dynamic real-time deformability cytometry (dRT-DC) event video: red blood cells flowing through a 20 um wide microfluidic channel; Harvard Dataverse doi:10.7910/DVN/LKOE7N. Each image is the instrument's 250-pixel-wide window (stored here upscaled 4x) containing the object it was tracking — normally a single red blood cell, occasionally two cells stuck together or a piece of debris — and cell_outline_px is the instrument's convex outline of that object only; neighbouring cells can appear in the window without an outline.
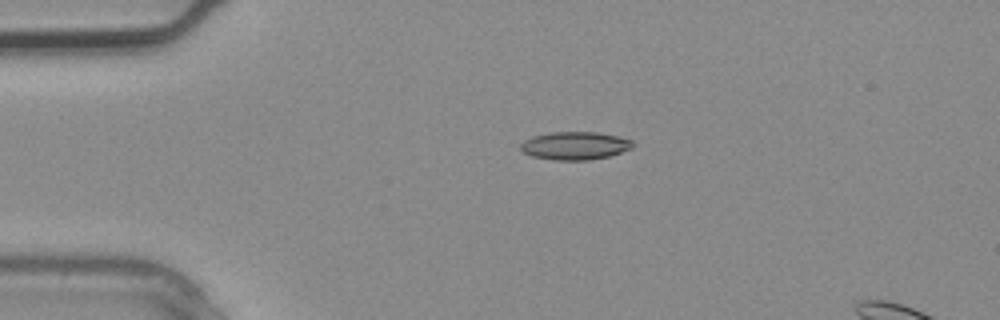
{"species": "common noctule bat (a hibernating species)", "species_latin": "Nyctalus noctula", "temperature_condition": "warm", "stored_images_in_passage": 2, "camera_frame_rate_fps": 3000, "um_per_image_px": 0.085, "animal": {"sex": "male", "body_mass_g": 20.4}, "frame": {"image": 1, "passage_image": 1, "time_ms": 0.0, "image_size_px": [1000, 320], "cell_outline_px": [[636, 144], [632, 148], [608, 156], [588, 160], [552, 160], [532, 156], [524, 152], [520, 148], [520, 144], [524, 140], [532, 136], [552, 132], [596, 132], [616, 136], [632, 140]], "centroid_in_image_um": [48.86, 12.38], "position_along_channel_um": 36.1, "area_um2": 18.26}}